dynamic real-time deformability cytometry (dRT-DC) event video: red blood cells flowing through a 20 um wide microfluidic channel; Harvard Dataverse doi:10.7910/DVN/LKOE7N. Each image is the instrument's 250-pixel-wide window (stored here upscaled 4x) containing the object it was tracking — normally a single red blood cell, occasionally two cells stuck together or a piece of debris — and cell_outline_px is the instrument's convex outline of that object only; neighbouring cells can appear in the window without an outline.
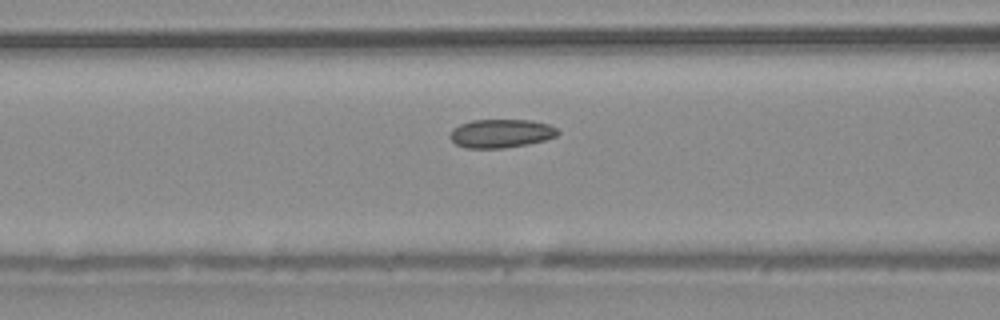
{"species": "common noctule bat (a hibernating species)", "species_latin": "Nyctalus noctula", "temperature_condition": "warm", "stored_images_in_passage": 36, "camera_frame_rate_fps": 3000, "um_per_image_px": 0.085, "animal": {"sex": "male", "body_mass_g": 20.4}, "frame": {"image": 1, "passage_image": 16, "time_ms": 5.0, "image_size_px": [1000, 320], "cell_outline_px": [[560, 132], [556, 136], [544, 140], [528, 144], [504, 148], [464, 148], [456, 144], [448, 136], [452, 128], [460, 124], [472, 120], [532, 120], [548, 124], [556, 128]], "centroid_in_image_um": [42.56, 11.34], "position_along_channel_um": 124.0, "area_um2": 18.03}}